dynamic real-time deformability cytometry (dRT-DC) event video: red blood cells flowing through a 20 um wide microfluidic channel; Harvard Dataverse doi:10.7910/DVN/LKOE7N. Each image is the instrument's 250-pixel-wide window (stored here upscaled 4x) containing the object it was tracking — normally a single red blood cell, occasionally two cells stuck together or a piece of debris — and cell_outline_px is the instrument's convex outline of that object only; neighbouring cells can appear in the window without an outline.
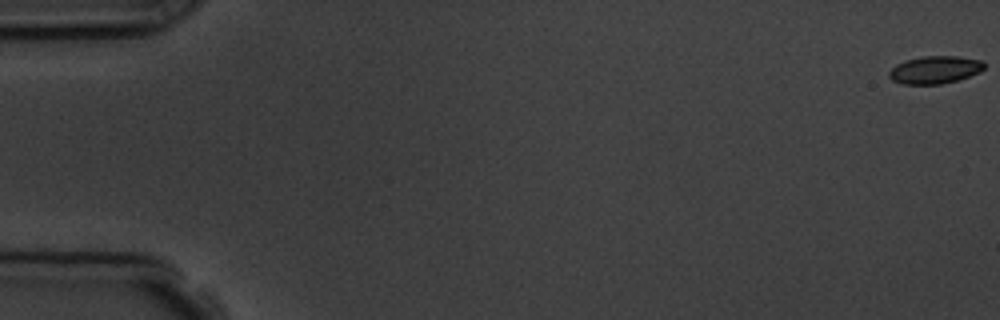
{"species": "common noctule bat (a hibernating species)", "species_latin": "Nyctalus noctula", "temperature_condition": "room temperature", "stored_images_in_passage": 8, "camera_frame_rate_fps": 3000, "um_per_image_px": 0.085, "animal": {"sex": "male", "body_mass_g": 19.5, "forearm_length_mm": 54.6}, "frame": {"image": 1, "passage_image": 1, "time_ms": 0.0, "image_size_px": [1000, 320], "cell_outline_px": [[984, 68], [980, 72], [956, 80], [940, 84], [904, 84], [892, 80], [888, 76], [888, 72], [896, 64], [908, 60], [924, 56], [956, 56], [980, 60], [984, 64]], "centroid_in_image_um": [79.44, 5.93], "position_along_channel_um": 5.6, "area_um2": 15.09}}
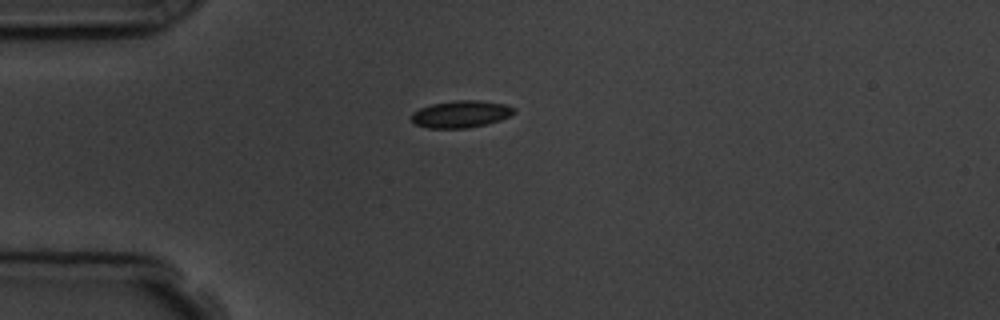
{"frame": {"image": 2, "passage_image": 5, "time_ms": 4.667, "image_size_px": [1000, 320], "cell_outline_px": [[516, 112], [512, 116], [488, 124], [468, 128], [428, 128], [412, 124], [412, 112], [420, 108], [432, 104], [456, 100], [480, 100], [504, 104], [516, 108]], "centroid_in_image_um": [39.2, 9.7], "position_along_channel_um": 45.8, "area_um2": 16.42}}